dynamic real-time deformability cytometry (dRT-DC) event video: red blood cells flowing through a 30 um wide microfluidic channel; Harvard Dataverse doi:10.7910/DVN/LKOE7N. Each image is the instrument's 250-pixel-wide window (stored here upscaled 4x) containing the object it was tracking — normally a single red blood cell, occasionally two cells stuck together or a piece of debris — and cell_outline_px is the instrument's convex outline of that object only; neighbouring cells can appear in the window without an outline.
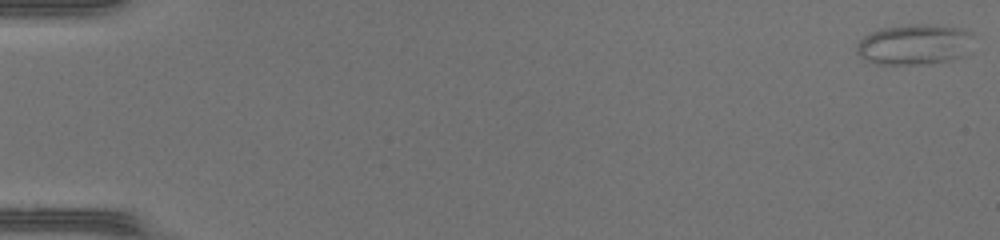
{"species": "common noctule bat (a hibernating species)", "species_latin": "Nyctalus noctula", "temperature_condition": "warm", "stored_images_in_passage": 49, "camera_frame_rate_fps": 3000, "um_per_image_px": 0.085, "animal": {"sex": "female", "body_mass_g": 17.0, "forearm_length_mm": 48.0}, "frame": {"image": 1, "passage_image": 1, "time_ms": 0.0, "image_size_px": [1000, 240], "cell_outline_px": [[972, 36], [964, 56], [952, 60], [920, 64], [876, 64], [864, 60], [856, 52], [856, 44], [864, 36], [880, 28], [908, 24], [924, 24], [964, 28], [972, 32]], "centroid_in_image_um": [77.69, 3.77], "position_along_channel_um": 7.3, "area_um2": 27.69}}
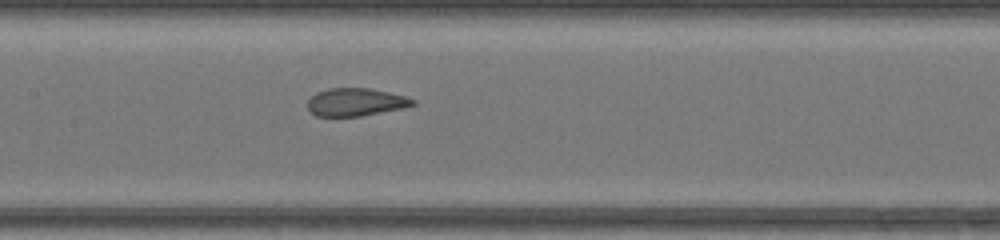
{"frame": {"image": 2, "passage_image": 25, "time_ms": 8.0, "image_size_px": [1000, 240], "cell_outline_px": [[416, 104], [404, 108], [360, 116], [316, 116], [308, 108], [308, 100], [316, 92], [328, 88], [372, 88], [404, 96], [416, 100]], "centroid_in_image_um": [30.25, 8.67], "position_along_channel_um": 177.2, "area_um2": 17.05}}
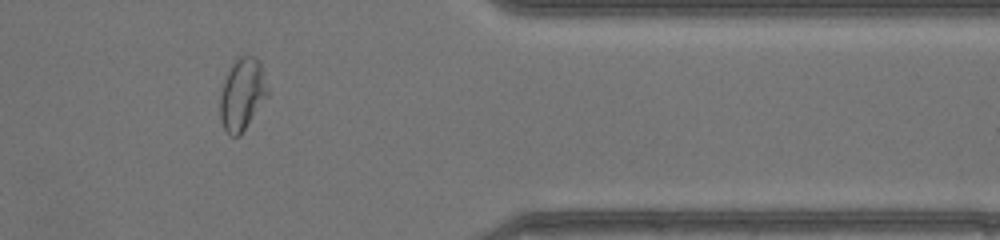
{"frame": {"image": 3, "passage_image": 41, "time_ms": 13.333, "image_size_px": [1000, 240], "cell_outline_px": [[268, 96], [240, 136], [232, 136], [224, 128], [220, 120], [220, 96], [224, 80], [232, 64], [240, 56], [252, 56], [260, 60], [268, 88]], "centroid_in_image_um": [20.6, 8.02], "position_along_channel_um": 390.8, "area_um2": 19.88}, "authors_computed_cell_mechanics": {"area_um2": 20.7502, "velocity_mm_per_s": 4.325, "shape_relaxation_time_tau1_ms": null, "shape_relaxation_time_tau2_ms": 0.8184, "deformation_change_tau1": null, "deformation_change_tau2": 0.058}}